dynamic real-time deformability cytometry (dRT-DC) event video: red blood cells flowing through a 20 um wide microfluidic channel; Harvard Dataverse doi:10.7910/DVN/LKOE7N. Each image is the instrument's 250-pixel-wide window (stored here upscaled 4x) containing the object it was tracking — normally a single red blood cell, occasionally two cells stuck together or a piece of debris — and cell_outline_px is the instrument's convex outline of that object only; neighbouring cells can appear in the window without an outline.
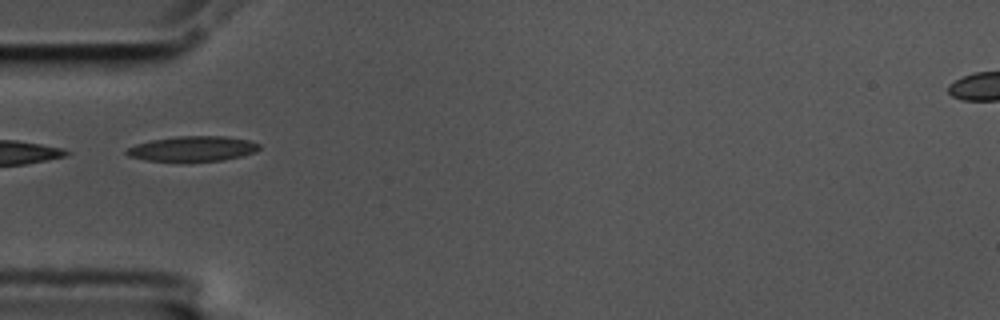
{"species": "common noctule bat (a hibernating species)", "species_latin": "Nyctalus noctula", "temperature_condition": "cold", "stored_images_in_passage": 6, "segment_of_instrument_passage": [2, 2], "camera_frame_rate_fps": 3000, "um_per_image_px": 0.085, "animal": {"sex": "male", "body_mass_g": 17.5, "forearm_length_mm": 52.3}, "frame": {"image": 1, "passage_image": 5, "time_ms": 1.333, "image_size_px": [1000, 320], "cell_outline_px": [[260, 148], [256, 152], [240, 156], [220, 160], [144, 160], [128, 156], [124, 152], [128, 148], [136, 144], [152, 140], [176, 136], [228, 136], [248, 140], [260, 144]], "centroid_in_image_um": [16.38, 12.62], "position_along_channel_um": 68.6, "area_um2": 19.07}}